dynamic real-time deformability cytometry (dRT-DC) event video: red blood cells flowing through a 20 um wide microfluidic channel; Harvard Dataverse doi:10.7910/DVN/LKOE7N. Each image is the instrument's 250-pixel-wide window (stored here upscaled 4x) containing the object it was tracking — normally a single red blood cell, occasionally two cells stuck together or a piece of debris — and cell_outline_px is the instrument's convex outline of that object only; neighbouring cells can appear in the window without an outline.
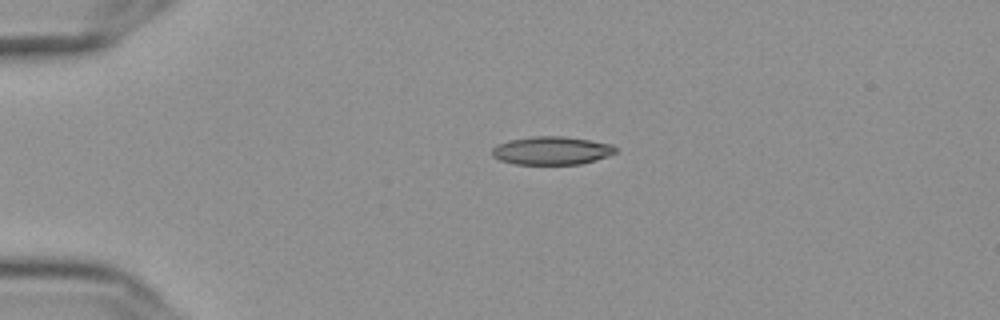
{"species": "Egyptian fruit bat (a non-hibernating species)", "species_latin": "Rousettus aegyptiacus", "temperature_condition": "cold", "stored_images_in_passage": 44, "camera_frame_rate_fps": 3000, "um_per_image_px": 0.085, "frame": {"image": 1, "passage_image": 1, "time_ms": 0.0, "image_size_px": [1000, 320], "cell_outline_px": [[616, 152], [608, 156], [580, 164], [516, 164], [500, 160], [492, 156], [492, 148], [496, 144], [508, 140], [532, 136], [564, 136], [612, 144], [616, 148]], "centroid_in_image_um": [46.86, 12.79], "position_along_channel_um": 38.1, "area_um2": 20.29}}
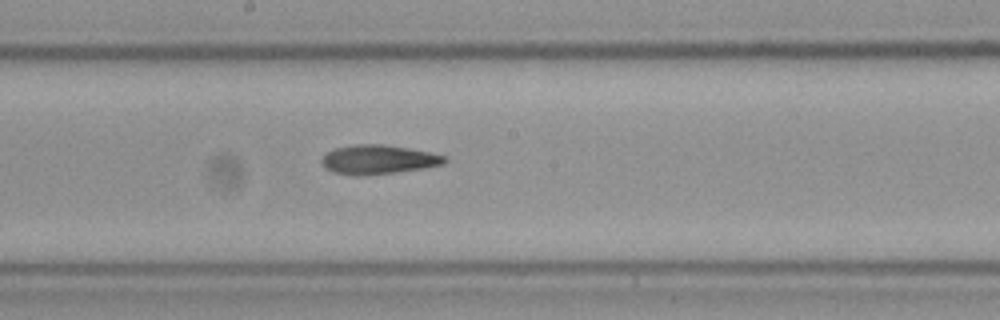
{"frame": {"image": 2, "passage_image": 19, "time_ms": 6.0, "image_size_px": [1000, 320], "cell_outline_px": [[448, 160], [444, 164], [424, 168], [392, 172], [332, 172], [324, 168], [320, 160], [324, 152], [332, 148], [356, 144], [380, 144], [408, 148], [448, 156]], "centroid_in_image_um": [32.16, 13.5], "position_along_channel_um": 216.0, "area_um2": 20.17}}
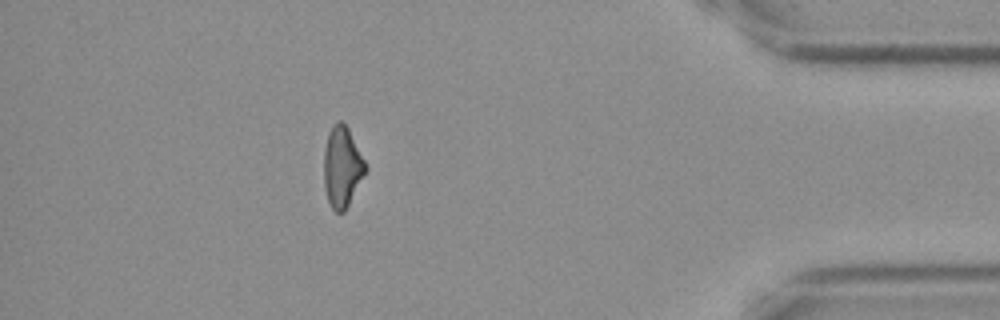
{"frame": {"image": 3, "passage_image": 38, "time_ms": 12.333, "image_size_px": [1000, 320], "cell_outline_px": [[368, 168], [344, 212], [336, 212], [332, 208], [328, 200], [324, 188], [324, 152], [328, 132], [332, 124], [336, 120], [340, 120], [348, 128]], "centroid_in_image_um": [29.06, 14.17], "position_along_channel_um": 406.1, "area_um2": 19.42}, "authors_computed_cell_mechanics": {"area_um2": 20.2878, "velocity_mm_per_s": 3.6565, "shape_relaxation_time_tau1_ms": null, "shape_relaxation_time_tau2_ms": 6.7215, "deformation_change_tau1": null, "deformation_change_tau2": 0.1589}}